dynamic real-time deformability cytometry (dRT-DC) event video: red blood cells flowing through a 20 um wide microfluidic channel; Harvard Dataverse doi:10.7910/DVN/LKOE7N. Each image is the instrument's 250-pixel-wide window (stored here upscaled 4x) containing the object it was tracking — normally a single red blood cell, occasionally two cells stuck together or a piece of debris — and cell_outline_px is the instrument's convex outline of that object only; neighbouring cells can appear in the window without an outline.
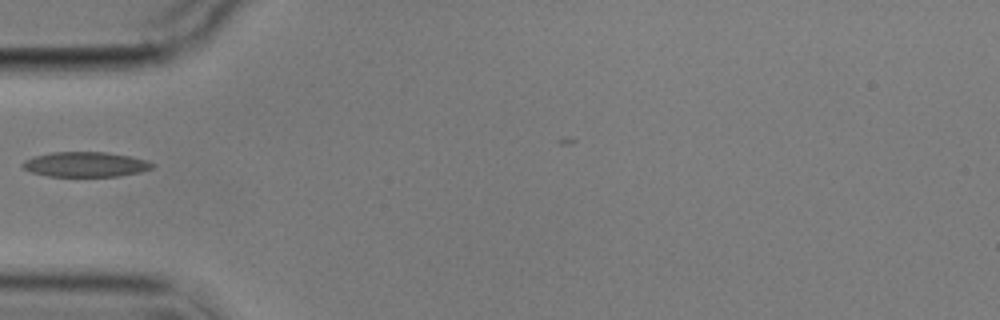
{"species": "common noctule bat (a hibernating species)", "species_latin": "Nyctalus noctula", "temperature_condition": "cold", "stored_images_in_passage": 4, "camera_frame_rate_fps": 3000, "um_per_image_px": 0.085, "animal": {"sex": "male", "body_mass_g": 17.9}, "frame": {"image": 1, "passage_image": 1, "time_ms": 0.0, "image_size_px": [1000, 320], "cell_outline_px": [[156, 164], [152, 168], [140, 172], [116, 176], [48, 176], [32, 172], [24, 168], [20, 164], [24, 160], [32, 156], [52, 152], [108, 152], [132, 156], [148, 160]], "centroid_in_image_um": [7.28, 13.96], "position_along_channel_um": 77.7, "area_um2": 19.02}}
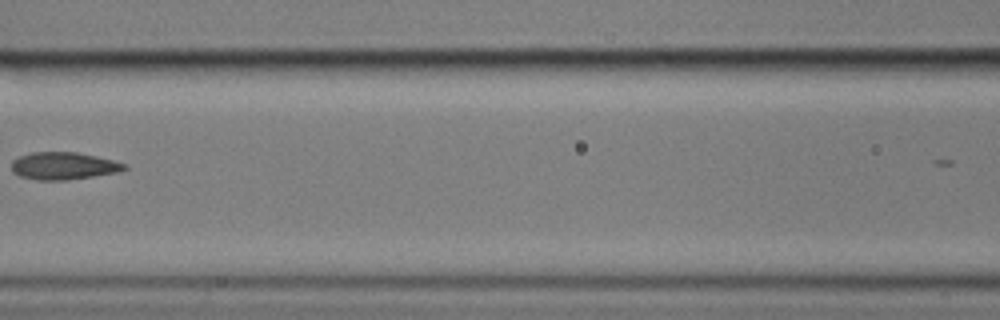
{"frame": {"image": 2, "passage_image": 3, "time_ms": 2.333, "image_size_px": [1000, 320], "cell_outline_px": [[128, 168], [120, 172], [68, 180], [36, 180], [20, 176], [12, 172], [12, 160], [20, 156], [32, 152], [76, 152], [96, 156], [128, 164]], "centroid_in_image_um": [5.42, 14.1], "position_along_channel_um": 161.2, "area_um2": 18.15}}
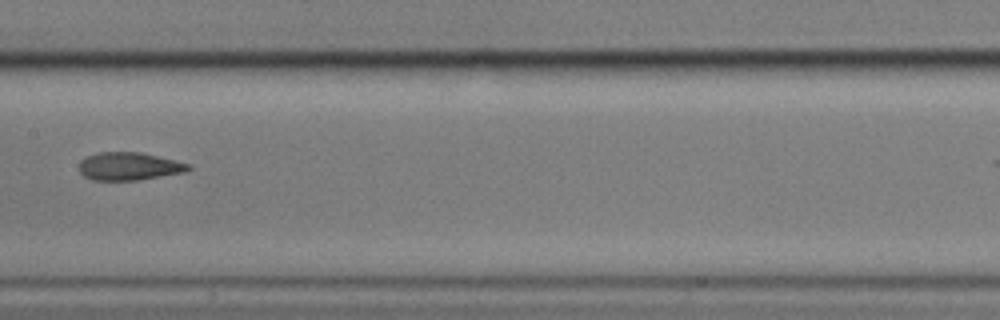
{"frame": {"image": 3, "passage_image": 4, "time_ms": 3.333, "image_size_px": [1000, 320], "cell_outline_px": [[192, 168], [188, 172], [136, 180], [92, 180], [84, 176], [80, 172], [80, 160], [88, 156], [100, 152], [140, 152], [192, 164]], "centroid_in_image_um": [11.02, 14.14], "position_along_channel_um": 196.4, "area_um2": 17.8}}